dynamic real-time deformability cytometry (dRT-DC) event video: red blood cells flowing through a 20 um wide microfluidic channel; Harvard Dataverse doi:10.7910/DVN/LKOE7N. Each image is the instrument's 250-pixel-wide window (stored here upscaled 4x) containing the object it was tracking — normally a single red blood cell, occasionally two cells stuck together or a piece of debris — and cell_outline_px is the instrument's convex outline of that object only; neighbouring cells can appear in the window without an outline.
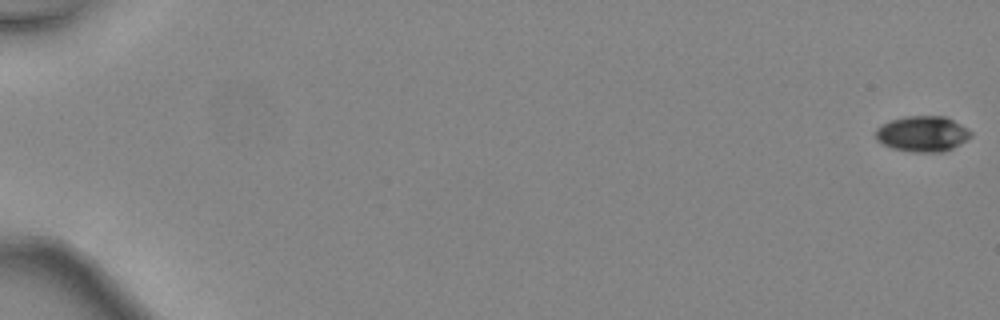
{"species": "common noctule bat (a hibernating species)", "species_latin": "Nyctalus noctula", "temperature_condition": "warm", "stored_images_in_passage": 7, "camera_frame_rate_fps": 3000, "um_per_image_px": 0.085, "animal": {"sex": "female", "body_mass_g": 24.6, "forearm_length_mm": 56.2}, "frame": {"image": 1, "passage_image": 1, "time_ms": 0.0, "image_size_px": [1000, 320], "cell_outline_px": [[972, 136], [960, 144], [944, 152], [912, 152], [892, 148], [880, 144], [876, 140], [876, 128], [880, 124], [904, 116], [944, 116], [968, 128], [972, 132]], "centroid_in_image_um": [78.39, 11.38], "position_along_channel_um": 6.6, "area_um2": 19.94}}